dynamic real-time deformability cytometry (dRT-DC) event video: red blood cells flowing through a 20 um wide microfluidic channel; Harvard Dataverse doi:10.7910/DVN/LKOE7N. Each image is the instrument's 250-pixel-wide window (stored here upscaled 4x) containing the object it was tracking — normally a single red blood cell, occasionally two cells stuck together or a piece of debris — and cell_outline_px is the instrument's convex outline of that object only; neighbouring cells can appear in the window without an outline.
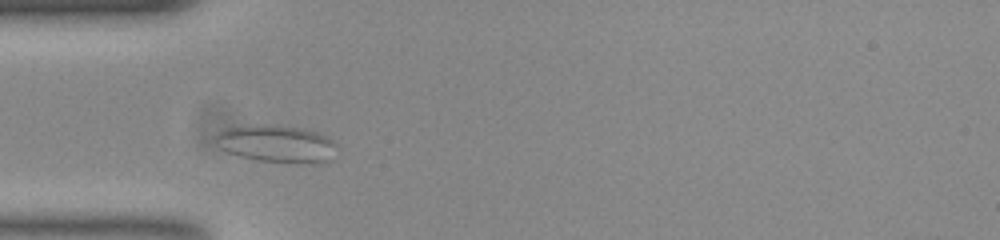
{"species": "common noctule bat (a hibernating species)", "species_latin": "Nyctalus noctula", "temperature_condition": "room temperature", "stored_images_in_passage": 45, "camera_frame_rate_fps": 3000, "um_per_image_px": 0.085, "animal": {"sex": "female", "body_mass_g": 23.0, "forearm_length_mm": 53.4}, "frame": {"image": 1, "passage_image": 6, "time_ms": 1.667, "image_size_px": [1000, 240], "cell_outline_px": [[336, 144], [328, 160], [320, 164], [312, 164], [256, 160], [240, 156], [228, 152], [220, 148], [216, 136], [220, 132], [228, 128], [300, 128], [316, 132], [332, 140]], "centroid_in_image_um": [23.57, 12.3], "position_along_channel_um": 61.4, "area_um2": 24.74}}
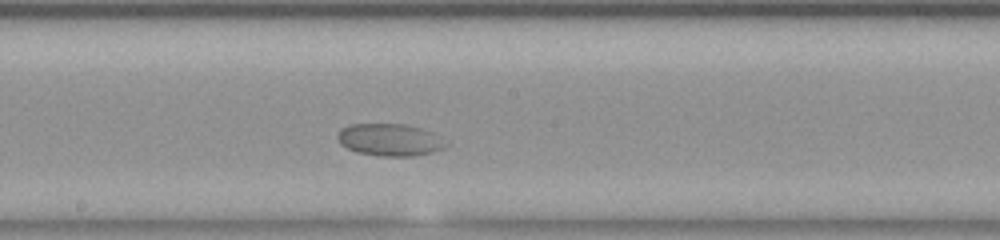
{"frame": {"image": 2, "passage_image": 19, "time_ms": 6.0, "image_size_px": [1000, 240], "cell_outline_px": [[448, 144], [444, 148], [432, 152], [412, 156], [380, 156], [356, 152], [340, 144], [336, 136], [340, 128], [352, 124], [404, 124], [420, 128], [432, 132], [440, 136]], "centroid_in_image_um": [33.11, 11.88], "position_along_channel_um": 215.1, "area_um2": 20.4}}
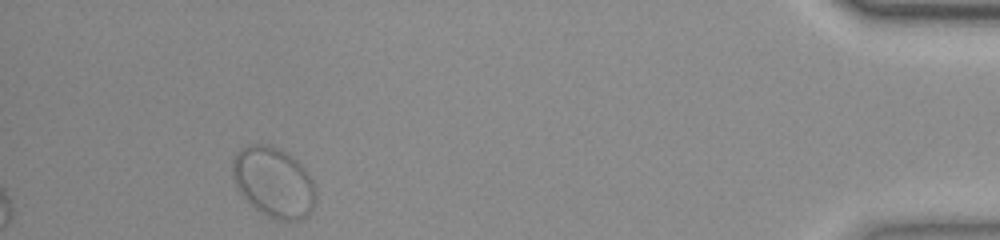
{"frame": {"image": 3, "passage_image": 41, "time_ms": 13.333, "image_size_px": [1000, 240], "cell_outline_px": [[316, 200], [308, 216], [300, 220], [276, 220], [260, 212], [240, 192], [232, 176], [232, 160], [244, 148], [252, 144], [268, 144], [284, 152], [296, 160], [308, 172], [316, 188]], "centroid_in_image_um": [23.3, 15.51], "position_along_channel_um": 411.9, "area_um2": 33.7}}